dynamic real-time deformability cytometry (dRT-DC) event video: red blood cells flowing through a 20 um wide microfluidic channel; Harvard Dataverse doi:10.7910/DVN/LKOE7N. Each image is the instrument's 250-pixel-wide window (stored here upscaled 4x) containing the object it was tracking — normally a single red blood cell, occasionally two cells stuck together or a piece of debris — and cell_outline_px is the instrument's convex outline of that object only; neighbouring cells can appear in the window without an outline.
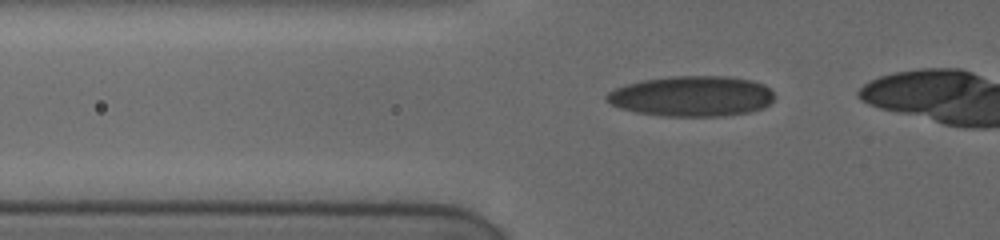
{"species": "human", "species_latin": "Homo sapiens", "temperature_condition": "cold", "stored_images_in_passage": 19, "camera_frame_rate_fps": 3000, "um_per_image_px": 0.085, "donor": {"sex": "female"}, "frame": {"image": 1, "passage_image": 15, "time_ms": 4.667, "image_size_px": [1000, 240], "cell_outline_px": [[772, 100], [764, 108], [748, 112], [724, 116], [660, 116], [636, 112], [620, 108], [604, 100], [604, 96], [608, 92], [624, 84], [640, 80], [672, 76], [728, 76], [752, 80], [764, 84], [772, 92]], "centroid_in_image_um": [58.76, 8.17], "position_along_channel_um": 67.0, "area_um2": 39.77}}